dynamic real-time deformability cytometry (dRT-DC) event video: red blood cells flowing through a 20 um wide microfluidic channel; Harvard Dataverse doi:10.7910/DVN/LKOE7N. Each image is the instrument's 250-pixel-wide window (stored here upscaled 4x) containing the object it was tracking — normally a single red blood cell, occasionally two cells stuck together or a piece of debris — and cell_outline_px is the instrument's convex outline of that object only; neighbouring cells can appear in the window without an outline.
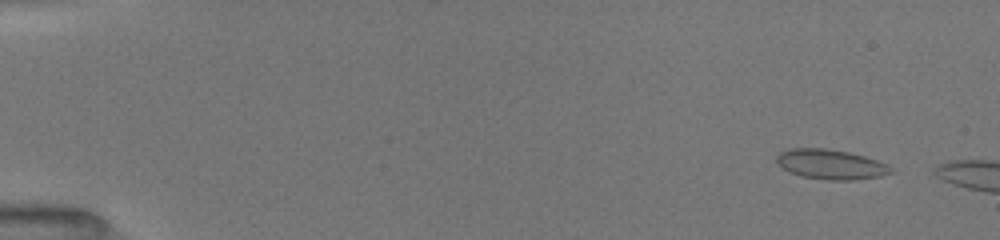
{"species": "common noctule bat (a hibernating species)", "species_latin": "Nyctalus noctula", "temperature_condition": "room temperature", "stored_images_in_passage": 11, "camera_frame_rate_fps": 3000, "um_per_image_px": 0.085, "animal": {"sex": "female", "body_mass_g": 19.5, "forearm_length_mm": 54.1}, "frame": {"image": 1, "passage_image": 4, "time_ms": 1.0, "image_size_px": [1000, 240], "cell_outline_px": [[896, 172], [880, 176], [852, 180], [828, 180], [800, 176], [788, 172], [776, 160], [776, 156], [780, 152], [788, 148], [824, 148], [848, 152], [864, 156], [888, 164]], "centroid_in_image_um": [70.63, 13.97], "position_along_channel_um": 14.4, "area_um2": 19.94}}